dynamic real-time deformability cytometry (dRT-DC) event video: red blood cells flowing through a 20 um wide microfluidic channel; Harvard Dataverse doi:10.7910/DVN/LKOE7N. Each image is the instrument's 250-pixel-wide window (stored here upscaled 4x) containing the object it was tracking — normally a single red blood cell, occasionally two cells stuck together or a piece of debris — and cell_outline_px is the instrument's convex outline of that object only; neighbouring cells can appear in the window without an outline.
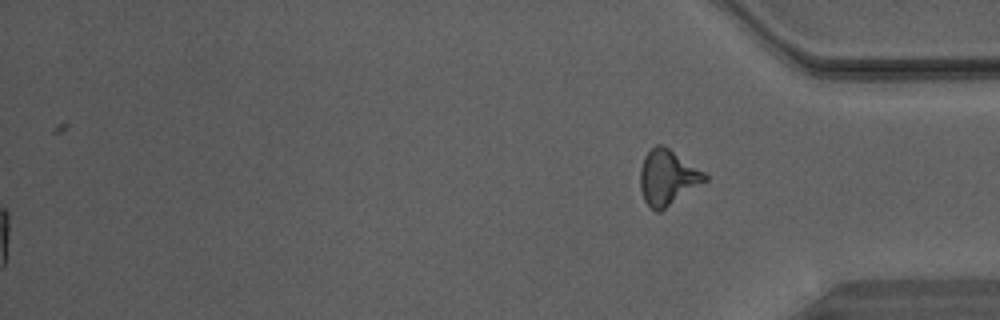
{"species": "Egyptian fruit bat (a non-hibernating species)", "species_latin": "Rousettus aegyptiacus", "temperature_condition": "warm", "stored_images_in_passage": 34, "camera_frame_rate_fps": 3000, "um_per_image_px": 0.085, "animal": {"sex": "male"}, "frame": {"image": 1, "passage_image": 34, "time_ms": 11.0, "image_size_px": [1000, 320], "cell_outline_px": [[708, 180], [660, 212], [656, 212], [644, 200], [640, 188], [640, 172], [644, 156], [656, 144], [664, 144], [704, 172], [708, 176]], "centroid_in_image_um": [56.75, 15.08], "position_along_channel_um": 378.5, "area_um2": 20.81}}